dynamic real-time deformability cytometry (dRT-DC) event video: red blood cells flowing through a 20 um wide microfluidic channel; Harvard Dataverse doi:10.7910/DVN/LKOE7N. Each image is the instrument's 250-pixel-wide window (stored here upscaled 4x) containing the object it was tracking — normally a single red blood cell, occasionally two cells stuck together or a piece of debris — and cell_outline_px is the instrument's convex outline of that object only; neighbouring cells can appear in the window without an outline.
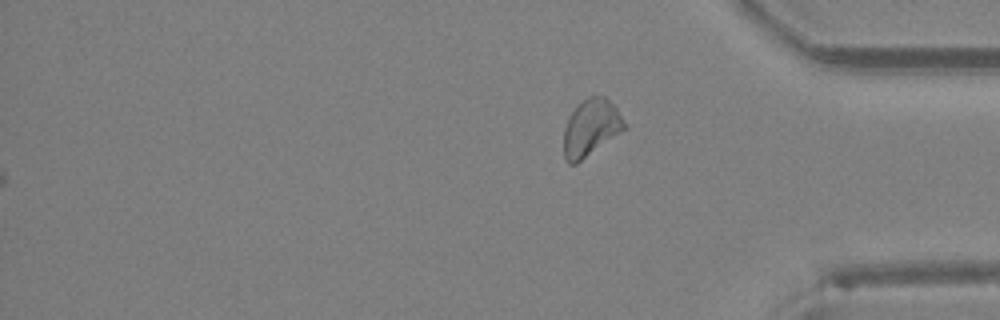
{"species": "Egyptian fruit bat (a non-hibernating species)", "species_latin": "Rousettus aegyptiacus", "temperature_condition": "room temperature", "stored_images_in_passage": 33, "segment_of_instrument_passage": [2, 2], "camera_frame_rate_fps": 3000, "um_per_image_px": 0.085, "animal": {"sex": "female"}, "frame": {"image": 1, "passage_image": 33, "time_ms": 10.667, "image_size_px": [1000, 320], "cell_outline_px": [[628, 128], [576, 164], [568, 164], [564, 160], [564, 128], [568, 116], [576, 104], [588, 96], [604, 96], [616, 108], [628, 124]], "centroid_in_image_um": [50.23, 10.86], "position_along_channel_um": 385.0, "area_um2": 20.46}}